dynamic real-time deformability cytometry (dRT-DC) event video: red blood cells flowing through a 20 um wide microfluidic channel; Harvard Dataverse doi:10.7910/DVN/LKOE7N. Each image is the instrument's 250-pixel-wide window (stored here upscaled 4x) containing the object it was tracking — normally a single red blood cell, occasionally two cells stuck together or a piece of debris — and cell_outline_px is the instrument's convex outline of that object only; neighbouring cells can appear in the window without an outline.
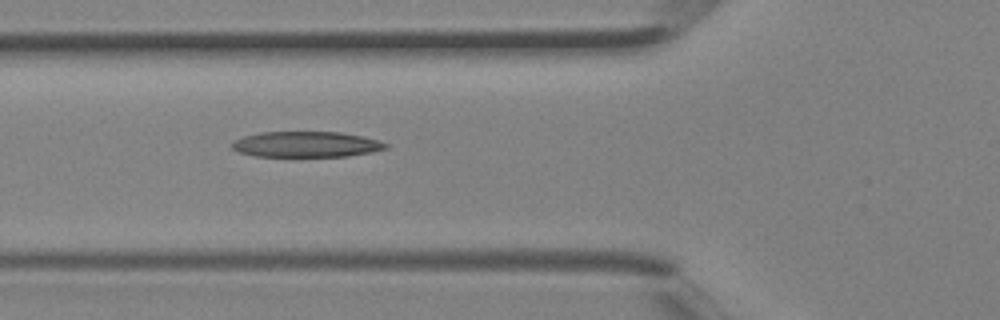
{"species": "Egyptian fruit bat (a non-hibernating species)", "species_latin": "Rousettus aegyptiacus", "temperature_condition": "room temperature", "stored_images_in_passage": 4, "camera_frame_rate_fps": 3000, "um_per_image_px": 0.085, "animal": {"sex": "female"}, "frame": {"image": 1, "passage_image": 4, "time_ms": 1.0, "image_size_px": [1000, 320], "cell_outline_px": [[388, 148], [372, 152], [348, 156], [252, 156], [240, 152], [232, 148], [228, 144], [232, 140], [244, 136], [260, 132], [340, 132], [364, 136], [388, 144]], "centroid_in_image_um": [25.99, 12.26], "position_along_channel_um": 99.8, "area_um2": 23.12}}